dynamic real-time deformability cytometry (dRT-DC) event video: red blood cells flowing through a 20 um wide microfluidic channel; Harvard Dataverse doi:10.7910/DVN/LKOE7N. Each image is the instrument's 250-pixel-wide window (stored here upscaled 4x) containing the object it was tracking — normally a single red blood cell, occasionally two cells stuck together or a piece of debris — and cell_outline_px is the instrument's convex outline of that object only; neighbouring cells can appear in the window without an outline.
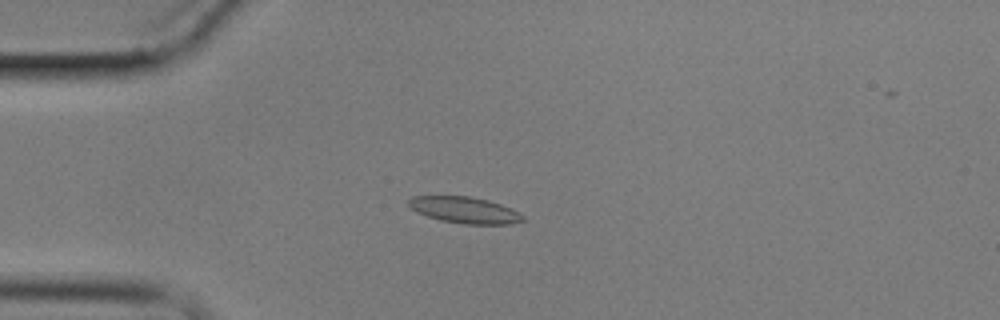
{"species": "common noctule bat (a hibernating species)", "species_latin": "Nyctalus noctula", "temperature_condition": "cold", "stored_images_in_passage": 7, "camera_frame_rate_fps": 3000, "um_per_image_px": 0.085, "animal": {"sex": "male", "body_mass_g": 17.9}, "frame": {"image": 1, "passage_image": 4, "time_ms": 3.667, "image_size_px": [1000, 320], "cell_outline_px": [[524, 220], [512, 224], [464, 224], [440, 220], [416, 212], [408, 204], [408, 200], [412, 196], [468, 196], [488, 200], [512, 208], [520, 212], [524, 216]], "centroid_in_image_um": [39.52, 17.85], "position_along_channel_um": 45.5, "area_um2": 17.57}}
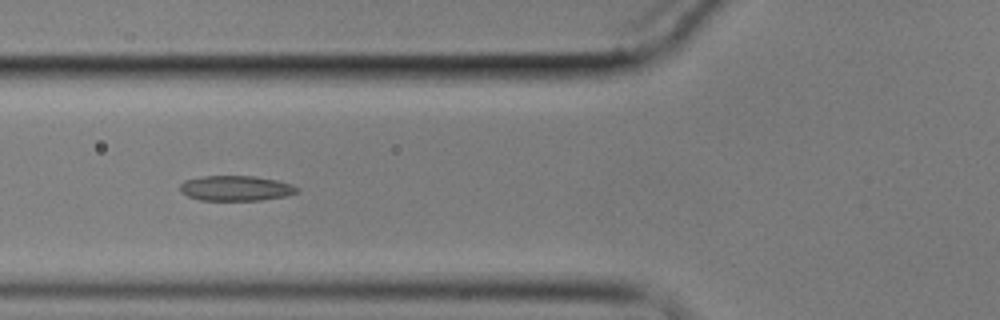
{"frame": {"image": 2, "passage_image": 6, "time_ms": 6.0, "image_size_px": [1000, 320], "cell_outline_px": [[300, 192], [288, 196], [260, 200], [200, 200], [188, 196], [180, 192], [180, 184], [184, 180], [204, 176], [256, 176], [276, 180], [292, 184], [300, 188]], "centroid_in_image_um": [20.09, 16.0], "position_along_channel_um": 105.7, "area_um2": 17.34}}
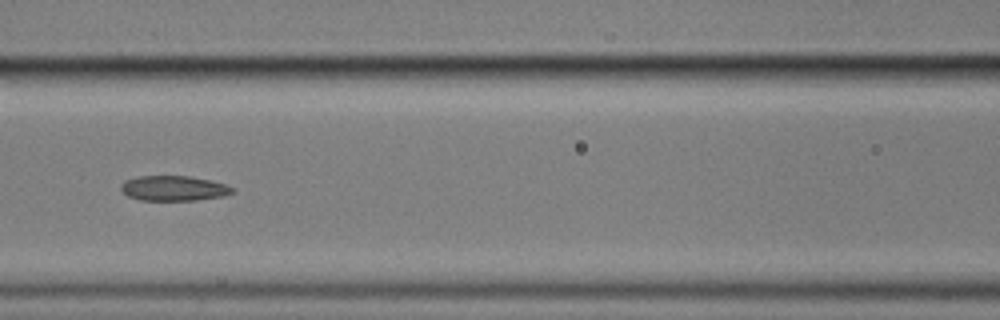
{"frame": {"image": 3, "passage_image": 7, "time_ms": 7.333, "image_size_px": [1000, 320], "cell_outline_px": [[236, 192], [224, 196], [196, 200], [140, 200], [128, 196], [120, 188], [120, 184], [124, 180], [136, 176], [188, 176], [208, 180], [224, 184], [236, 188]], "centroid_in_image_um": [14.77, 16.0], "position_along_channel_um": 151.8, "area_um2": 16.36}}